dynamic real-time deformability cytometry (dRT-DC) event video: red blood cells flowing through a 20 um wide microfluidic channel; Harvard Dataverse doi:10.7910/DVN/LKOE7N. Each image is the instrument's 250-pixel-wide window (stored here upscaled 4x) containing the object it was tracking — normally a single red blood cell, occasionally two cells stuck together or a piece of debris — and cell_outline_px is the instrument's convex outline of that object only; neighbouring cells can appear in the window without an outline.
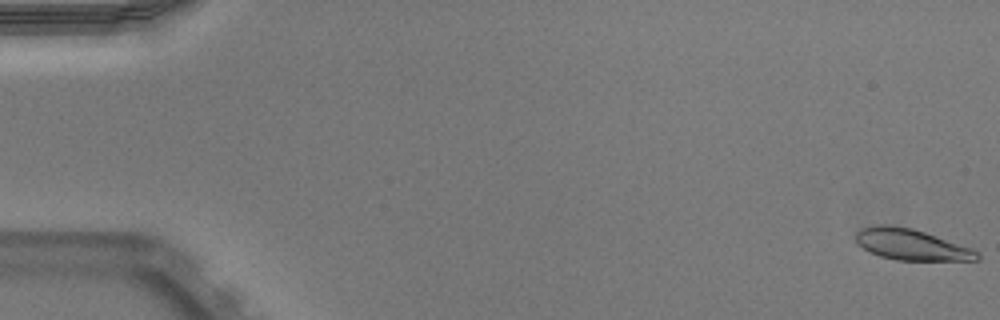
{"species": "Egyptian fruit bat (a non-hibernating species)", "species_latin": "Rousettus aegyptiacus", "temperature_condition": "warm", "stored_images_in_passage": 6, "camera_frame_rate_fps": 3000, "um_per_image_px": 0.085, "animal": {"sex": "male"}, "frame": {"image": 1, "passage_image": 1, "time_ms": 0.0, "image_size_px": [1000, 320], "cell_outline_px": [[980, 260], [896, 260], [880, 256], [868, 252], [856, 244], [856, 232], [860, 228], [880, 224], [888, 224], [912, 228], [972, 248], [980, 252]], "centroid_in_image_um": [77.43, 20.79], "position_along_channel_um": 7.6, "area_um2": 22.08}}